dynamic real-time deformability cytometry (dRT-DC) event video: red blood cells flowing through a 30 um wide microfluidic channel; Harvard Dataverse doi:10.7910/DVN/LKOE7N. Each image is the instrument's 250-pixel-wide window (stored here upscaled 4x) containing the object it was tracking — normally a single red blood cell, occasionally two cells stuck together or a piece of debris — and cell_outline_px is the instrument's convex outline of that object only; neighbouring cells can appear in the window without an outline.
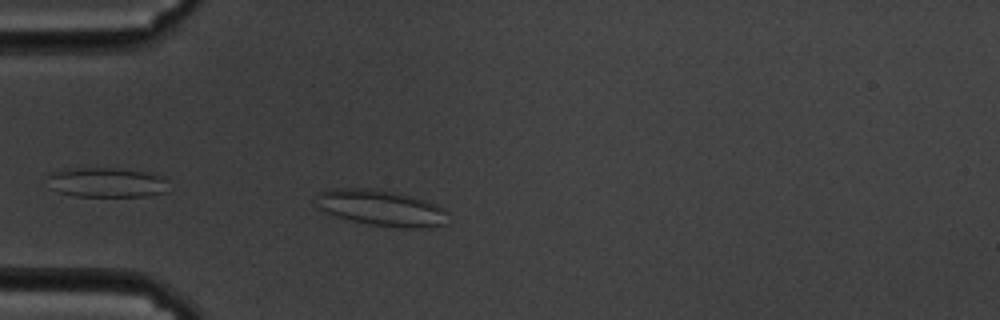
{"species": "common noctule bat (a hibernating species)", "species_latin": "Nyctalus noctula", "temperature_condition": "cold", "stored_images_in_passage": 37, "camera_frame_rate_fps": 3000, "um_per_image_px": 0.085, "animal": {"sex": "male", "body_mass_g": 19.5, "forearm_length_mm": 54.6}, "frame": {"image": 1, "passage_image": 3, "time_ms": 0.667, "image_size_px": [1000, 320], "cell_outline_px": [[444, 224], [432, 228], [404, 228], [368, 224], [336, 216], [324, 212], [320, 208], [320, 192], [336, 188], [372, 188], [396, 192], [424, 200], [436, 204], [444, 208]], "centroid_in_image_um": [32.44, 17.68], "position_along_channel_um": 52.6, "area_um2": 27.11}}
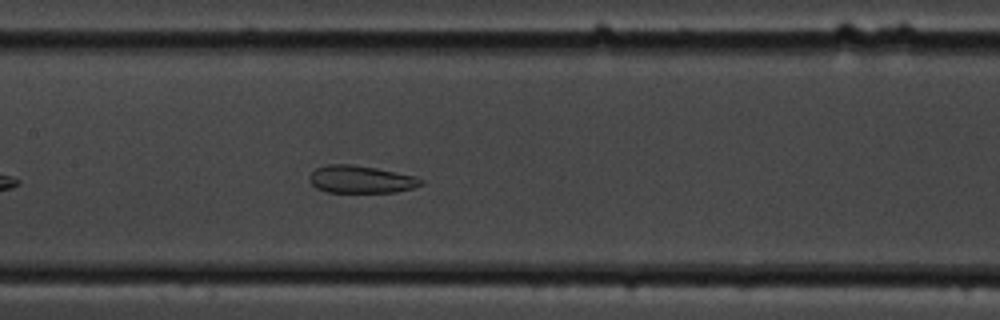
{"frame": {"image": 2, "passage_image": 15, "time_ms": 4.667, "image_size_px": [1000, 320], "cell_outline_px": [[424, 184], [412, 188], [396, 192], [328, 192], [316, 188], [308, 180], [308, 176], [316, 168], [324, 164], [352, 164], [376, 168], [416, 176], [424, 180]], "centroid_in_image_um": [30.67, 15.24], "position_along_channel_um": 176.7, "area_um2": 18.03}}
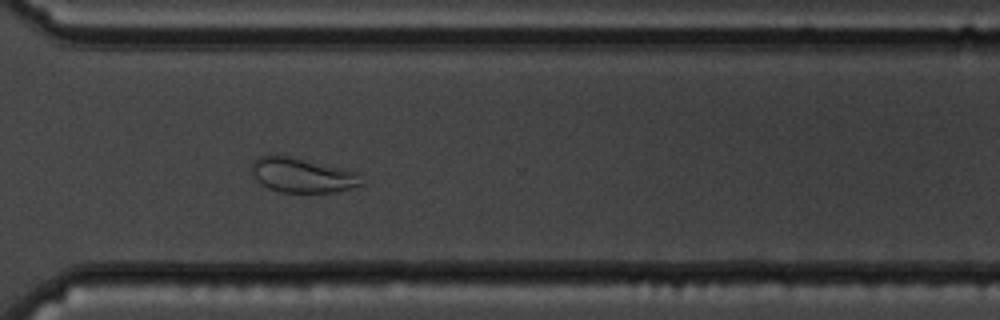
{"frame": {"image": 3, "passage_image": 30, "time_ms": 9.667, "image_size_px": [1000, 320], "cell_outline_px": [[364, 184], [336, 192], [280, 192], [268, 188], [252, 172], [252, 164], [260, 156], [288, 156], [344, 168], [356, 172], [364, 180]], "centroid_in_image_um": [25.77, 14.9], "position_along_channel_um": 344.8, "area_um2": 21.73}, "authors_computed_cell_mechanics": {"area_um2": 19.7098, "velocity_mm_per_s": 3.3662, "shape_relaxation_time_tau1_ms": null, "shape_relaxation_time_tau2_ms": 1.9267, "deformation_change_tau1": null, "deformation_change_tau2": 0.066}}